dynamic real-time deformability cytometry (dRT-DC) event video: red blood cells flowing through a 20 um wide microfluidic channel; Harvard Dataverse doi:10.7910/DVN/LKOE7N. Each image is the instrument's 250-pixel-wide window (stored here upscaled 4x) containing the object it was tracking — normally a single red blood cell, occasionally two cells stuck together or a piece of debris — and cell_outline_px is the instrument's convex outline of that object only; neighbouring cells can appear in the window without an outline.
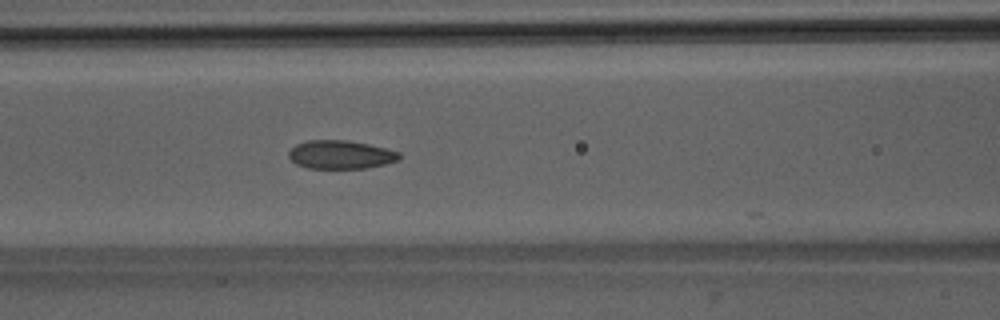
{"species": "Egyptian fruit bat (a non-hibernating species)", "species_latin": "Rousettus aegyptiacus", "temperature_condition": "room temperature", "stored_images_in_passage": 33, "camera_frame_rate_fps": 3000, "um_per_image_px": 0.085, "animal": {"sex": "male"}, "frame": {"image": 1, "passage_image": 15, "time_ms": 4.667, "image_size_px": [1000, 320], "cell_outline_px": [[400, 160], [368, 168], [308, 168], [296, 164], [288, 156], [288, 152], [296, 144], [308, 140], [348, 140], [368, 144], [400, 152]], "centroid_in_image_um": [28.95, 13.14], "position_along_channel_um": 137.6, "area_um2": 18.32}, "authors_computed_cell_mechanics": {"area_um2": 18.8428, "velocity_mm_per_s": 4.0155, "shape_relaxation_time_tau1_ms": 5.7814, "shape_relaxation_time_tau2_ms": 1.3903, "deformation_change_tau1": 0.1455, "deformation_change_tau2": 0.0585}}